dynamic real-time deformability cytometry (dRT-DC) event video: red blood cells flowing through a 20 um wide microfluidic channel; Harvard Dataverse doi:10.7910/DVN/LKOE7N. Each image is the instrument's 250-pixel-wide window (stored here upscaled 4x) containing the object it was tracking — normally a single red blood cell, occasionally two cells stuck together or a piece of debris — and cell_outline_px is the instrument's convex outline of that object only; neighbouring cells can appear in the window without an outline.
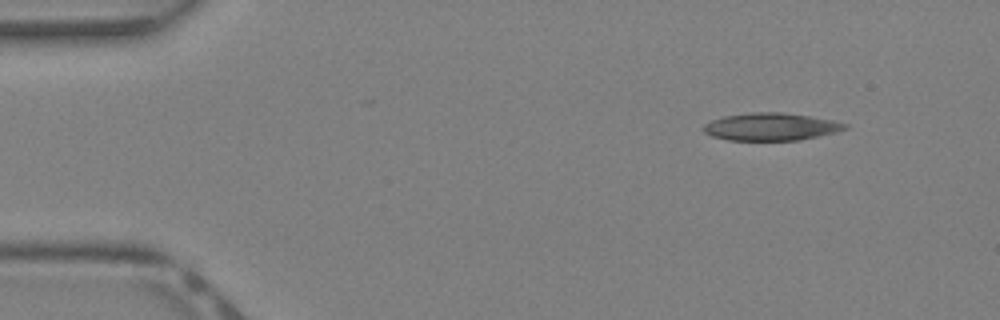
{"species": "Egyptian fruit bat (a non-hibernating species)", "species_latin": "Rousettus aegyptiacus", "temperature_condition": "warm", "stored_images_in_passage": 36, "camera_frame_rate_fps": 3000, "um_per_image_px": 0.085, "animal": {"sex": "female"}, "frame": {"image": 1, "passage_image": 1, "time_ms": 0.0, "image_size_px": [1000, 320], "cell_outline_px": [[848, 128], [836, 132], [820, 136], [800, 140], [728, 140], [712, 136], [704, 132], [700, 128], [704, 124], [712, 120], [724, 116], [752, 112], [784, 112], [832, 120], [848, 124]], "centroid_in_image_um": [65.52, 10.77], "position_along_channel_um": 19.5, "area_um2": 22.77}}
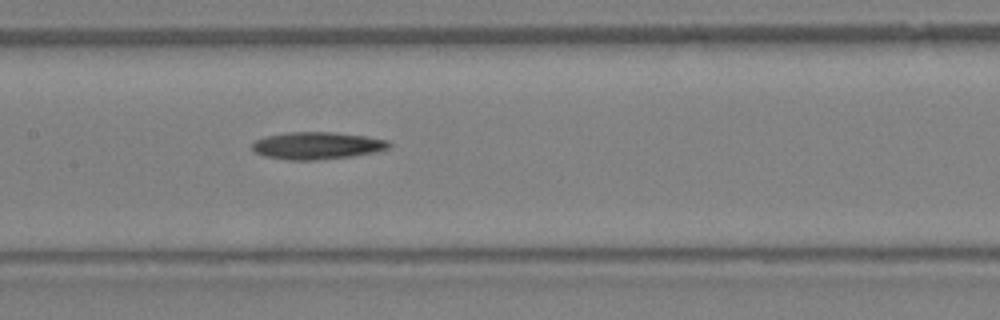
{"frame": {"image": 2, "passage_image": 16, "time_ms": 5.0, "image_size_px": [1000, 320], "cell_outline_px": [[392, 144], [388, 148], [376, 152], [352, 156], [312, 160], [288, 160], [264, 156], [256, 152], [252, 148], [252, 144], [256, 140], [268, 136], [288, 132], [336, 132], [364, 136], [388, 140]], "centroid_in_image_um": [26.97, 12.37], "position_along_channel_um": 180.4, "area_um2": 21.62}}
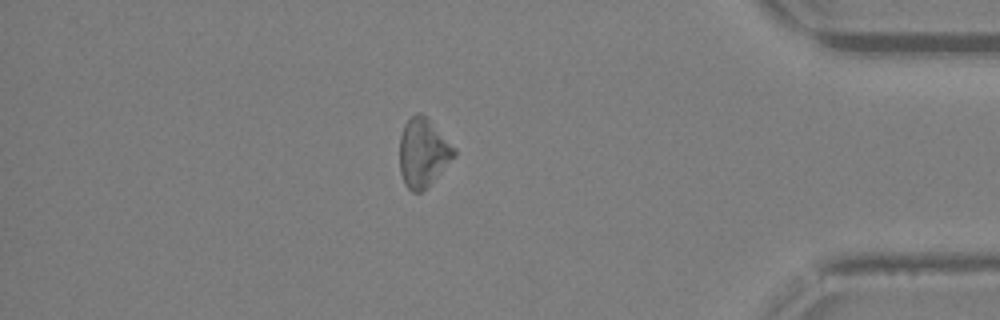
{"frame": {"image": 3, "passage_image": 31, "time_ms": 10.0, "image_size_px": [1000, 320], "cell_outline_px": [[456, 156], [420, 192], [412, 192], [404, 184], [400, 172], [400, 136], [404, 124], [416, 112], [420, 112], [456, 148]], "centroid_in_image_um": [35.94, 12.97], "position_along_channel_um": 399.3, "area_um2": 21.33}}